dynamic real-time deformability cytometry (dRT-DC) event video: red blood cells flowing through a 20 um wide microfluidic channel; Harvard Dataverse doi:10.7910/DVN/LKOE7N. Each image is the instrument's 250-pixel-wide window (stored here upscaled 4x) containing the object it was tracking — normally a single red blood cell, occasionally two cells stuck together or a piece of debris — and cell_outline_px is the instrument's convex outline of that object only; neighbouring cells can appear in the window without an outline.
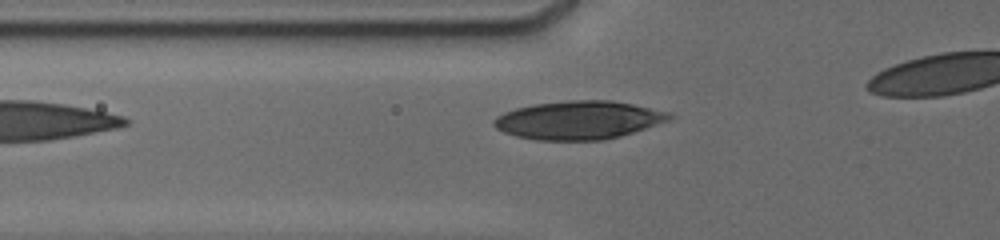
{"species": "human", "species_latin": "Homo sapiens", "temperature_condition": "cold", "stored_images_in_passage": 7, "camera_frame_rate_fps": 3000, "um_per_image_px": 0.085, "donor": {"sex": "male"}, "frame": {"image": 1, "passage_image": 7, "time_ms": 2.667, "image_size_px": [1000, 240], "cell_outline_px": [[676, 116], [668, 120], [620, 136], [604, 140], [536, 140], [516, 136], [504, 132], [496, 128], [492, 124], [492, 120], [496, 116], [504, 112], [516, 108], [536, 104], [568, 100], [612, 100], [672, 112]], "centroid_in_image_um": [49.17, 10.2], "position_along_channel_um": 76.6, "area_um2": 39.19}}